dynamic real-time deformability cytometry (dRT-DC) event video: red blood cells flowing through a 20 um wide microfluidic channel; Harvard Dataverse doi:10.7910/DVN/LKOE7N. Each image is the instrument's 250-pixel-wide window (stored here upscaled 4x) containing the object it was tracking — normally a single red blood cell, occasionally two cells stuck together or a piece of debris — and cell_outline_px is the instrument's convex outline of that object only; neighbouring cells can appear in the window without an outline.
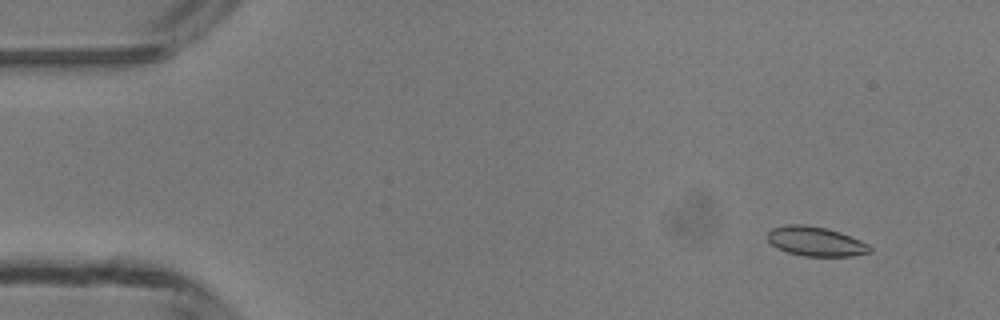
{"species": "common noctule bat (a hibernating species)", "species_latin": "Nyctalus noctula", "temperature_condition": "room temperature", "stored_images_in_passage": 50, "camera_frame_rate_fps": 3000, "um_per_image_px": 0.085, "animal": {"sex": "male", "body_mass_g": 13.3}, "frame": {"image": 1, "passage_image": 5, "time_ms": 1.333, "image_size_px": [1000, 320], "cell_outline_px": [[872, 252], [852, 256], [804, 256], [788, 252], [776, 248], [768, 240], [768, 232], [772, 228], [788, 224], [804, 224], [828, 228], [840, 232], [860, 240], [868, 244], [872, 248]], "centroid_in_image_um": [69.34, 20.51], "position_along_channel_um": 15.7, "area_um2": 17.63}}
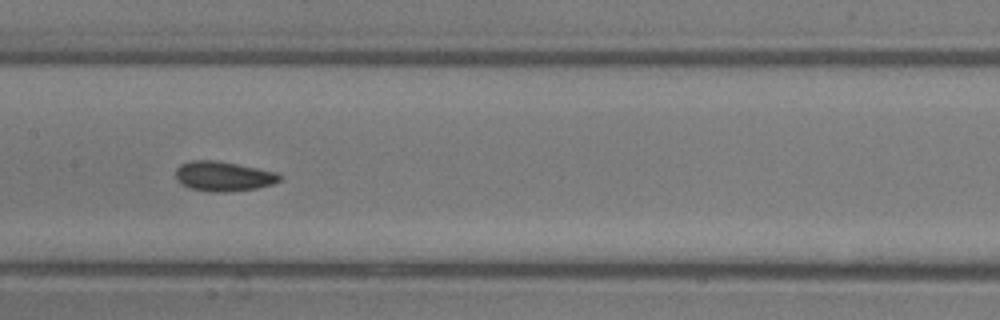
{"frame": {"image": 2, "passage_image": 25, "time_ms": 8.0, "image_size_px": [1000, 320], "cell_outline_px": [[280, 180], [272, 184], [256, 188], [228, 192], [212, 192], [192, 188], [180, 184], [176, 180], [176, 168], [180, 164], [192, 160], [216, 160], [276, 172], [280, 176]], "centroid_in_image_um": [18.94, 14.98], "position_along_channel_um": 188.5, "area_um2": 17.92}}
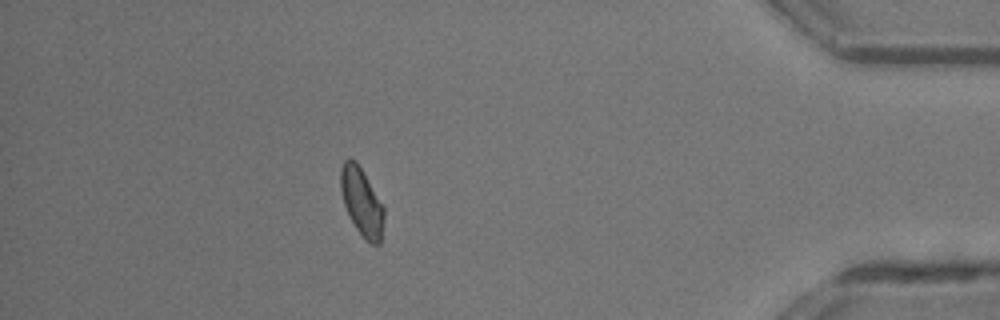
{"frame": {"image": 3, "passage_image": 44, "time_ms": 14.333, "image_size_px": [1000, 320], "cell_outline_px": [[384, 216], [380, 244], [372, 244], [356, 228], [344, 204], [340, 188], [340, 168], [344, 160], [356, 160], [384, 208]], "centroid_in_image_um": [30.73, 17.13], "position_along_channel_um": 404.5, "area_um2": 16.59}, "authors_computed_cell_mechanics": {"area_um2": 17.629, "velocity_mm_per_s": 4.2001, "shape_relaxation_time_tau1_ms": 5.4004, "shape_relaxation_time_tau2_ms": 2.3674, "deformation_change_tau1": 0.0973, "deformation_change_tau2": 0.0629}}